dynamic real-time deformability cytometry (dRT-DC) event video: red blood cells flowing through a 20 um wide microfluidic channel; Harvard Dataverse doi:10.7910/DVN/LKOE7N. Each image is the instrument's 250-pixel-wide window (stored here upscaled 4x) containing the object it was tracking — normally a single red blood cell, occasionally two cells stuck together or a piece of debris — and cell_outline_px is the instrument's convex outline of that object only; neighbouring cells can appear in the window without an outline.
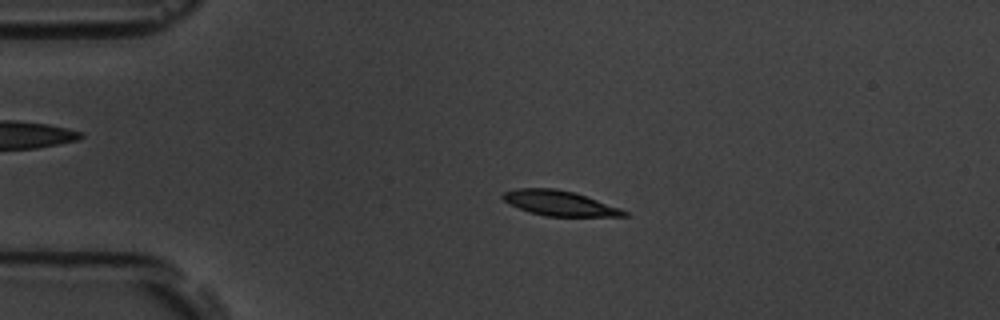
{"species": "common noctule bat (a hibernating species)", "species_latin": "Nyctalus noctula", "temperature_condition": "room temperature", "stored_images_in_passage": 54, "camera_frame_rate_fps": 3000, "um_per_image_px": 0.085, "animal": {"sex": "male", "body_mass_g": 19.5, "forearm_length_mm": 54.6}, "frame": {"image": 1, "passage_image": 12, "time_ms": 3.667, "image_size_px": [1000, 320], "cell_outline_px": [[628, 216], [544, 216], [528, 212], [508, 204], [500, 196], [504, 192], [516, 188], [552, 188], [572, 192], [620, 208], [628, 212]], "centroid_in_image_um": [47.49, 17.27], "position_along_channel_um": 37.5, "area_um2": 17.51}}
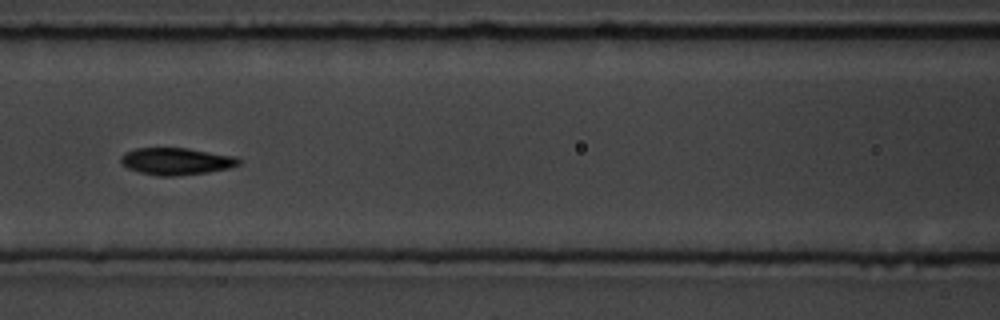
{"frame": {"image": 2, "passage_image": 24, "time_ms": 7.667, "image_size_px": [1000, 320], "cell_outline_px": [[240, 164], [228, 168], [208, 172], [172, 176], [156, 176], [140, 172], [128, 168], [120, 164], [120, 156], [124, 152], [136, 148], [188, 148], [236, 156], [240, 160]], "centroid_in_image_um": [14.95, 13.7], "position_along_channel_um": 151.7, "area_um2": 18.67}}
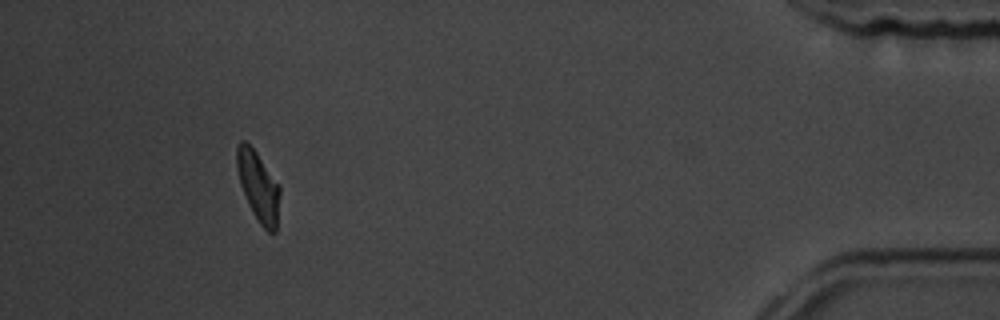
{"frame": {"image": 3, "passage_image": 50, "time_ms": 16.333, "image_size_px": [1000, 320], "cell_outline_px": [[280, 192], [276, 232], [268, 232], [260, 224], [252, 212], [248, 204], [240, 184], [236, 168], [236, 148], [240, 140], [244, 140], [256, 152], [280, 184]], "centroid_in_image_um": [21.95, 15.83], "position_along_channel_um": 413.2, "area_um2": 17.63}, "authors_computed_cell_mechanics": {"area_um2": 17.9469, "velocity_mm_per_s": 3.7559, "shape_relaxation_time_tau1_ms": 2.4703, "shape_relaxation_time_tau2_ms": 2.5943, "deformation_change_tau1": 0.1608, "deformation_change_tau2": 0.03}}